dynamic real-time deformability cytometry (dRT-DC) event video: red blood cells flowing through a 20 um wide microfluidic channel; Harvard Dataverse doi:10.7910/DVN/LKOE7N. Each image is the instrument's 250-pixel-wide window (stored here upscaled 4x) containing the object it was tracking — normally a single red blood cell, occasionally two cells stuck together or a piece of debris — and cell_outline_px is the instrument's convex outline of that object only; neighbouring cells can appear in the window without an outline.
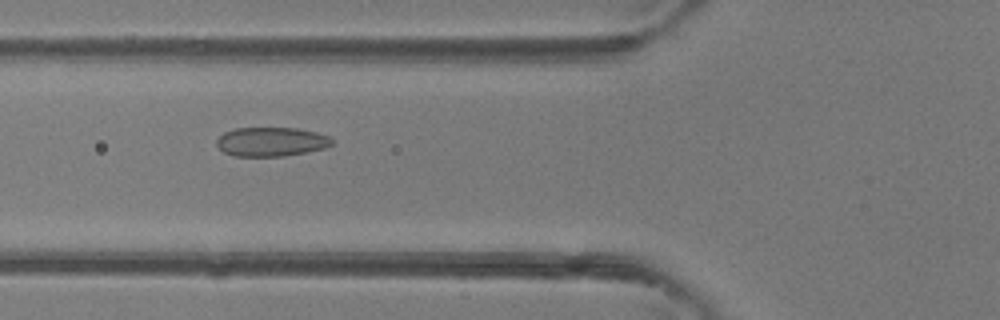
{"species": "common noctule bat (a hibernating species)", "species_latin": "Nyctalus noctula", "temperature_condition": "room temperature", "stored_images_in_passage": 6, "camera_frame_rate_fps": 3000, "um_per_image_px": 0.085, "animal": {"sex": "female"}, "frame": {"image": 1, "passage_image": 6, "time_ms": 1.667, "image_size_px": [1000, 320], "cell_outline_px": [[332, 144], [324, 148], [284, 156], [232, 156], [224, 152], [216, 144], [216, 140], [224, 132], [236, 128], [296, 128], [316, 132], [328, 136], [332, 140]], "centroid_in_image_um": [23.02, 12.05], "position_along_channel_um": 102.8, "area_um2": 19.42}}